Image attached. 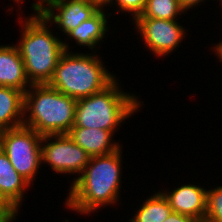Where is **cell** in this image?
<instances>
[{
    "mask_svg": "<svg viewBox=\"0 0 222 222\" xmlns=\"http://www.w3.org/2000/svg\"><path fill=\"white\" fill-rule=\"evenodd\" d=\"M105 11L100 9L90 19L83 21L75 29L71 30L67 36L74 39L78 46H88L89 49L96 48V45L102 41L107 31V18Z\"/></svg>",
    "mask_w": 222,
    "mask_h": 222,
    "instance_id": "9a60e30c",
    "label": "cell"
},
{
    "mask_svg": "<svg viewBox=\"0 0 222 222\" xmlns=\"http://www.w3.org/2000/svg\"><path fill=\"white\" fill-rule=\"evenodd\" d=\"M29 185L30 183L14 169L0 147V198L5 199L18 211L24 197V190Z\"/></svg>",
    "mask_w": 222,
    "mask_h": 222,
    "instance_id": "4fadbf2b",
    "label": "cell"
},
{
    "mask_svg": "<svg viewBox=\"0 0 222 222\" xmlns=\"http://www.w3.org/2000/svg\"><path fill=\"white\" fill-rule=\"evenodd\" d=\"M121 153L119 149L108 155L90 157L82 174L72 181L65 205L84 215L116 203L121 187Z\"/></svg>",
    "mask_w": 222,
    "mask_h": 222,
    "instance_id": "6da1fadb",
    "label": "cell"
},
{
    "mask_svg": "<svg viewBox=\"0 0 222 222\" xmlns=\"http://www.w3.org/2000/svg\"><path fill=\"white\" fill-rule=\"evenodd\" d=\"M203 1L204 0H179V3L184 10H189L191 7L198 5V3Z\"/></svg>",
    "mask_w": 222,
    "mask_h": 222,
    "instance_id": "7402d4cb",
    "label": "cell"
},
{
    "mask_svg": "<svg viewBox=\"0 0 222 222\" xmlns=\"http://www.w3.org/2000/svg\"><path fill=\"white\" fill-rule=\"evenodd\" d=\"M114 80L115 77L106 70L100 57L66 50L48 84L78 100L104 90Z\"/></svg>",
    "mask_w": 222,
    "mask_h": 222,
    "instance_id": "277c9868",
    "label": "cell"
},
{
    "mask_svg": "<svg viewBox=\"0 0 222 222\" xmlns=\"http://www.w3.org/2000/svg\"><path fill=\"white\" fill-rule=\"evenodd\" d=\"M23 0H15V2H20ZM45 0L37 1L36 3H33L32 8L34 9V12L39 11L44 6Z\"/></svg>",
    "mask_w": 222,
    "mask_h": 222,
    "instance_id": "cb8c5ba5",
    "label": "cell"
},
{
    "mask_svg": "<svg viewBox=\"0 0 222 222\" xmlns=\"http://www.w3.org/2000/svg\"><path fill=\"white\" fill-rule=\"evenodd\" d=\"M92 4L96 5L99 9H103L104 5H109L113 0H89Z\"/></svg>",
    "mask_w": 222,
    "mask_h": 222,
    "instance_id": "603a6c76",
    "label": "cell"
},
{
    "mask_svg": "<svg viewBox=\"0 0 222 222\" xmlns=\"http://www.w3.org/2000/svg\"><path fill=\"white\" fill-rule=\"evenodd\" d=\"M18 211L5 199L0 198V222H12L16 219Z\"/></svg>",
    "mask_w": 222,
    "mask_h": 222,
    "instance_id": "ffe728a7",
    "label": "cell"
},
{
    "mask_svg": "<svg viewBox=\"0 0 222 222\" xmlns=\"http://www.w3.org/2000/svg\"><path fill=\"white\" fill-rule=\"evenodd\" d=\"M172 213V208L161 191L146 199L134 218L129 222H163Z\"/></svg>",
    "mask_w": 222,
    "mask_h": 222,
    "instance_id": "2e32d148",
    "label": "cell"
},
{
    "mask_svg": "<svg viewBox=\"0 0 222 222\" xmlns=\"http://www.w3.org/2000/svg\"><path fill=\"white\" fill-rule=\"evenodd\" d=\"M184 11L179 0H147L143 13L137 18L177 20V15Z\"/></svg>",
    "mask_w": 222,
    "mask_h": 222,
    "instance_id": "e0dca14e",
    "label": "cell"
},
{
    "mask_svg": "<svg viewBox=\"0 0 222 222\" xmlns=\"http://www.w3.org/2000/svg\"><path fill=\"white\" fill-rule=\"evenodd\" d=\"M24 93L23 125L39 135L67 134L74 125L77 100L49 84H32Z\"/></svg>",
    "mask_w": 222,
    "mask_h": 222,
    "instance_id": "3957f363",
    "label": "cell"
},
{
    "mask_svg": "<svg viewBox=\"0 0 222 222\" xmlns=\"http://www.w3.org/2000/svg\"><path fill=\"white\" fill-rule=\"evenodd\" d=\"M214 50L216 52V55H218L220 62L222 61V41L214 46Z\"/></svg>",
    "mask_w": 222,
    "mask_h": 222,
    "instance_id": "d4e9b609",
    "label": "cell"
},
{
    "mask_svg": "<svg viewBox=\"0 0 222 222\" xmlns=\"http://www.w3.org/2000/svg\"><path fill=\"white\" fill-rule=\"evenodd\" d=\"M36 12L25 20L21 40L16 45L31 85L48 84L61 56L69 51L68 45L49 31V21L40 11Z\"/></svg>",
    "mask_w": 222,
    "mask_h": 222,
    "instance_id": "7a4b0ae2",
    "label": "cell"
},
{
    "mask_svg": "<svg viewBox=\"0 0 222 222\" xmlns=\"http://www.w3.org/2000/svg\"><path fill=\"white\" fill-rule=\"evenodd\" d=\"M67 134L90 157L108 155L121 147L117 142L112 141L111 138L114 134L108 130L72 127Z\"/></svg>",
    "mask_w": 222,
    "mask_h": 222,
    "instance_id": "7c38bea8",
    "label": "cell"
},
{
    "mask_svg": "<svg viewBox=\"0 0 222 222\" xmlns=\"http://www.w3.org/2000/svg\"><path fill=\"white\" fill-rule=\"evenodd\" d=\"M42 137L24 125L0 132V147L6 153L14 169L30 184L40 164Z\"/></svg>",
    "mask_w": 222,
    "mask_h": 222,
    "instance_id": "8992f818",
    "label": "cell"
},
{
    "mask_svg": "<svg viewBox=\"0 0 222 222\" xmlns=\"http://www.w3.org/2000/svg\"><path fill=\"white\" fill-rule=\"evenodd\" d=\"M134 21L144 44L155 56L172 53L185 37L184 28L176 20L136 18Z\"/></svg>",
    "mask_w": 222,
    "mask_h": 222,
    "instance_id": "ba28073f",
    "label": "cell"
},
{
    "mask_svg": "<svg viewBox=\"0 0 222 222\" xmlns=\"http://www.w3.org/2000/svg\"><path fill=\"white\" fill-rule=\"evenodd\" d=\"M116 79L104 90L78 99L73 127L97 128L112 131L129 118L140 102L133 94L120 91Z\"/></svg>",
    "mask_w": 222,
    "mask_h": 222,
    "instance_id": "5b68a950",
    "label": "cell"
},
{
    "mask_svg": "<svg viewBox=\"0 0 222 222\" xmlns=\"http://www.w3.org/2000/svg\"><path fill=\"white\" fill-rule=\"evenodd\" d=\"M99 10L89 0H45L44 6L39 11L48 21L56 23L67 35Z\"/></svg>",
    "mask_w": 222,
    "mask_h": 222,
    "instance_id": "9c48e42d",
    "label": "cell"
},
{
    "mask_svg": "<svg viewBox=\"0 0 222 222\" xmlns=\"http://www.w3.org/2000/svg\"><path fill=\"white\" fill-rule=\"evenodd\" d=\"M120 11L131 13L133 19L135 20L139 17L147 4V0H115Z\"/></svg>",
    "mask_w": 222,
    "mask_h": 222,
    "instance_id": "d6986e66",
    "label": "cell"
},
{
    "mask_svg": "<svg viewBox=\"0 0 222 222\" xmlns=\"http://www.w3.org/2000/svg\"><path fill=\"white\" fill-rule=\"evenodd\" d=\"M172 211L187 215L198 222H204L206 214L207 190L200 186L185 184L172 192H162Z\"/></svg>",
    "mask_w": 222,
    "mask_h": 222,
    "instance_id": "30bf717a",
    "label": "cell"
},
{
    "mask_svg": "<svg viewBox=\"0 0 222 222\" xmlns=\"http://www.w3.org/2000/svg\"><path fill=\"white\" fill-rule=\"evenodd\" d=\"M24 92L0 86V132L23 125Z\"/></svg>",
    "mask_w": 222,
    "mask_h": 222,
    "instance_id": "5bb4252c",
    "label": "cell"
},
{
    "mask_svg": "<svg viewBox=\"0 0 222 222\" xmlns=\"http://www.w3.org/2000/svg\"><path fill=\"white\" fill-rule=\"evenodd\" d=\"M41 158L55 173L82 174L90 156L68 134H56L42 137Z\"/></svg>",
    "mask_w": 222,
    "mask_h": 222,
    "instance_id": "52a82bcc",
    "label": "cell"
},
{
    "mask_svg": "<svg viewBox=\"0 0 222 222\" xmlns=\"http://www.w3.org/2000/svg\"><path fill=\"white\" fill-rule=\"evenodd\" d=\"M163 222H198V221L190 216L179 214L177 212L172 211L169 217Z\"/></svg>",
    "mask_w": 222,
    "mask_h": 222,
    "instance_id": "44dd1931",
    "label": "cell"
},
{
    "mask_svg": "<svg viewBox=\"0 0 222 222\" xmlns=\"http://www.w3.org/2000/svg\"><path fill=\"white\" fill-rule=\"evenodd\" d=\"M0 86L26 92L30 81L26 75L24 61L16 45L0 46Z\"/></svg>",
    "mask_w": 222,
    "mask_h": 222,
    "instance_id": "8fae6325",
    "label": "cell"
},
{
    "mask_svg": "<svg viewBox=\"0 0 222 222\" xmlns=\"http://www.w3.org/2000/svg\"><path fill=\"white\" fill-rule=\"evenodd\" d=\"M204 222H222V186L207 190Z\"/></svg>",
    "mask_w": 222,
    "mask_h": 222,
    "instance_id": "ac0fdd59",
    "label": "cell"
}]
</instances>
